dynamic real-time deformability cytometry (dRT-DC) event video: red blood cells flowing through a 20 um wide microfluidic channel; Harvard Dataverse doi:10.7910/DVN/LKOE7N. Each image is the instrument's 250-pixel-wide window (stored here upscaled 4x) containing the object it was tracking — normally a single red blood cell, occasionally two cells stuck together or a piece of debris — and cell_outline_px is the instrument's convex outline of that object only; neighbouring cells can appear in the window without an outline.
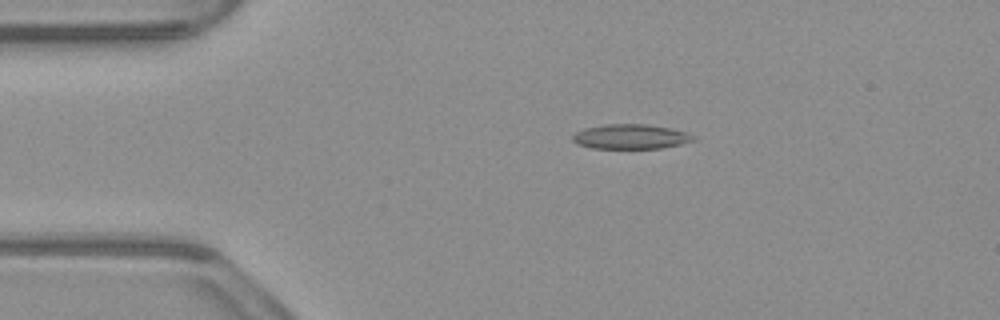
{"species": "common noctule bat (a hibernating species)", "species_latin": "Nyctalus noctula", "temperature_condition": "warm", "stored_images_in_passage": 46, "camera_frame_rate_fps": 3000, "um_per_image_px": 0.085, "animal": {"sex": "male", "body_mass_g": 23.1, "forearm_length_mm": 52.7}, "frame": {"image": 1, "passage_image": 3, "time_ms": 0.667, "image_size_px": [1000, 320], "cell_outline_px": [[696, 140], [680, 144], [660, 148], [592, 148], [576, 144], [572, 140], [572, 136], [576, 132], [584, 128], [604, 124], [648, 124], [672, 128], [688, 132]], "centroid_in_image_um": [53.59, 11.6], "position_along_channel_um": 31.4, "area_um2": 17.46}}
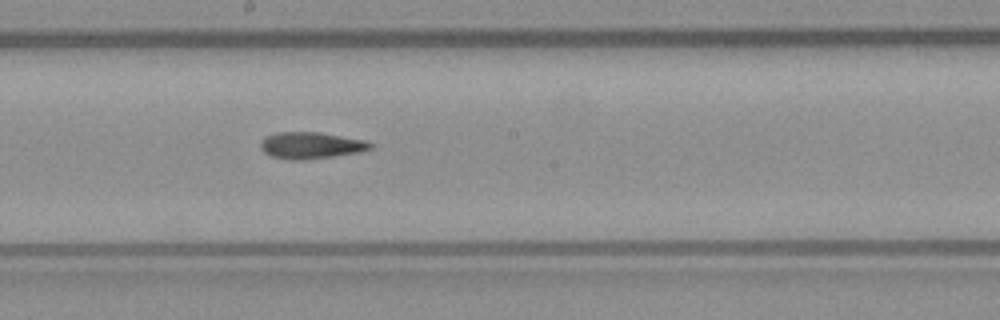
{"frame": {"image": 2, "passage_image": 21, "time_ms": 6.667, "image_size_px": [1000, 320], "cell_outline_px": [[372, 148], [360, 152], [304, 160], [288, 160], [272, 156], [264, 152], [260, 148], [260, 144], [268, 136], [276, 132], [320, 132], [364, 140], [372, 144]], "centroid_in_image_um": [26.43, 12.36], "position_along_channel_um": 221.8, "area_um2": 16.88}}
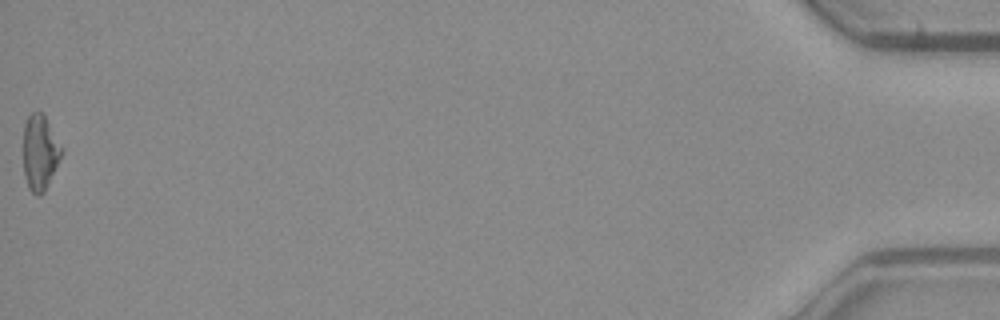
{"frame": {"image": 3, "passage_image": 46, "time_ms": 15.0, "image_size_px": [1000, 320], "cell_outline_px": [[64, 148], [44, 192], [40, 196], [36, 196], [28, 188], [24, 172], [24, 124], [28, 116], [32, 112], [44, 112]], "centroid_in_image_um": [3.41, 12.91], "position_along_channel_um": 431.8, "area_um2": 16.88}, "authors_computed_cell_mechanics": {"area_um2": 16.8198, "velocity_mm_per_s": 3.8625, "shape_relaxation_time_tau1_ms": null, "shape_relaxation_time_tau2_ms": 8.6233, "deformation_change_tau1": null, "deformation_change_tau2": 0.2128}}